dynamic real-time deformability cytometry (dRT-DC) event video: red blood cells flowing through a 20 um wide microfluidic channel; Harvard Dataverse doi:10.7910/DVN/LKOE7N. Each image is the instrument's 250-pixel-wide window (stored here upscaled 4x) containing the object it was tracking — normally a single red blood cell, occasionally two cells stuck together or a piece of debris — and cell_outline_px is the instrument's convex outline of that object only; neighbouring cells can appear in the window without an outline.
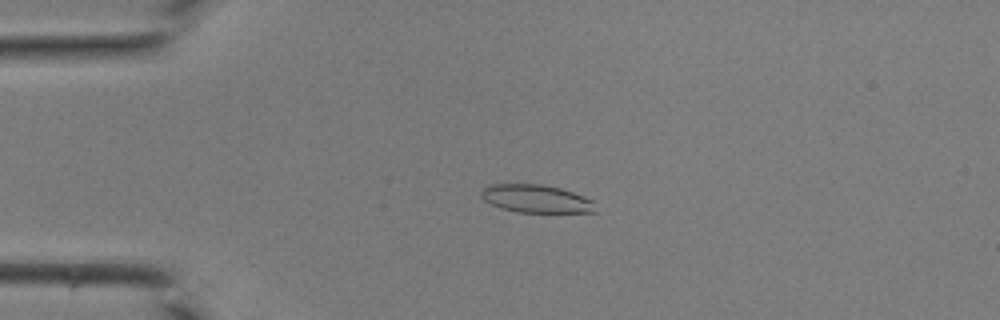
{"species": "common noctule bat (a hibernating species)", "species_latin": "Nyctalus noctula", "temperature_condition": "room temperature", "stored_images_in_passage": 43, "camera_frame_rate_fps": 3000, "um_per_image_px": 0.085, "animal": {"sex": "male", "body_mass_g": 19.0, "forearm_length_mm": 50.8}, "frame": {"image": 1, "passage_image": 11, "time_ms": 3.333, "image_size_px": [1000, 320], "cell_outline_px": [[596, 212], [520, 212], [500, 208], [484, 200], [480, 196], [480, 192], [488, 184], [540, 184], [560, 188], [572, 192], [592, 200]], "centroid_in_image_um": [45.52, 16.88], "position_along_channel_um": 39.5, "area_um2": 18.44}}
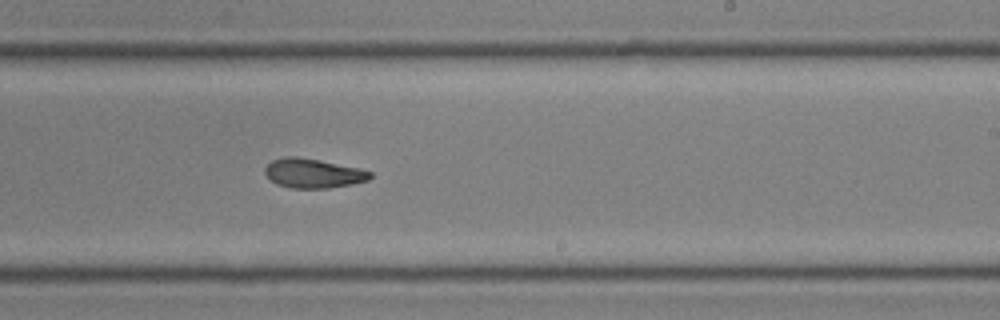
{"frame": {"image": 2, "passage_image": 27, "time_ms": 8.667, "image_size_px": [1000, 320], "cell_outline_px": [[372, 176], [368, 180], [352, 184], [328, 188], [292, 188], [276, 184], [264, 172], [264, 168], [272, 160], [284, 156], [296, 156], [320, 160], [356, 168], [372, 172]], "centroid_in_image_um": [26.59, 14.73], "position_along_channel_um": 262.4, "area_um2": 17.86}}
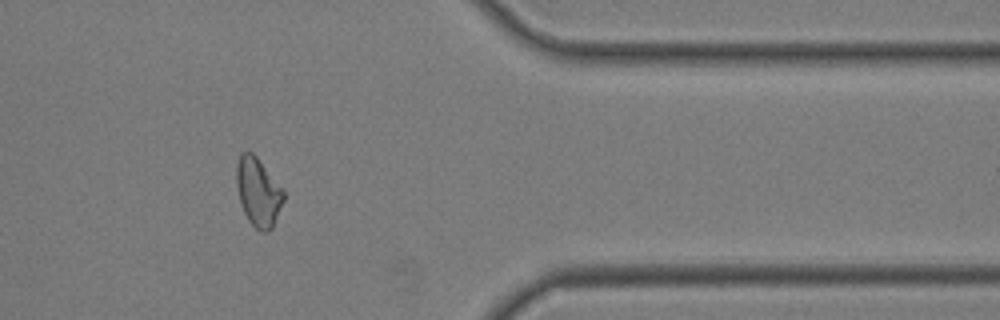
{"frame": {"image": 3, "passage_image": 36, "time_ms": 11.667, "image_size_px": [1000, 320], "cell_outline_px": [[284, 200], [272, 228], [268, 232], [260, 232], [248, 220], [240, 204], [236, 188], [236, 164], [240, 152], [252, 152], [256, 156], [284, 188]], "centroid_in_image_um": [21.94, 16.31], "position_along_channel_um": 389.5, "area_um2": 19.13}}